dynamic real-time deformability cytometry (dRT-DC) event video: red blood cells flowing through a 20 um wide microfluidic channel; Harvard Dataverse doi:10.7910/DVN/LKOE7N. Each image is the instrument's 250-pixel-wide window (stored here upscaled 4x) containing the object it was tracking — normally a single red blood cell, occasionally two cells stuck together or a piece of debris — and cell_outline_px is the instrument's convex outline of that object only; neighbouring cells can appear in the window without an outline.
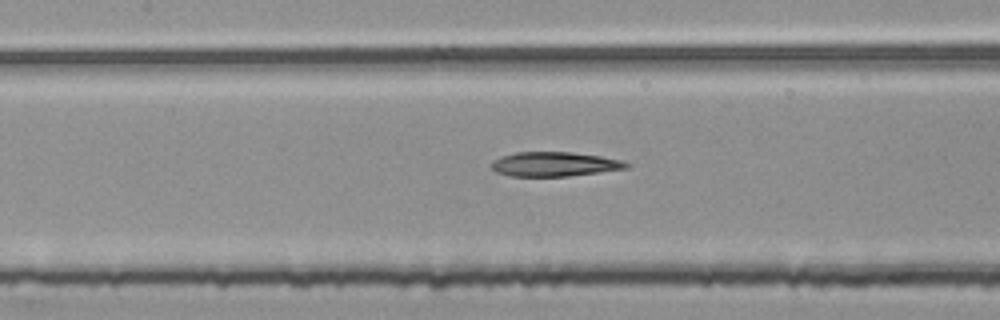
{"species": "common noctule bat (a hibernating species)", "species_latin": "Nyctalus noctula", "temperature_condition": "room temperature", "stored_images_in_passage": 53, "camera_frame_rate_fps": 3000, "um_per_image_px": 0.085, "animal": {"sex": "female", "body_mass_g": 25.1}, "frame": {"image": 1, "passage_image": 24, "time_ms": 7.667, "image_size_px": [1000, 320], "cell_outline_px": [[632, 164], [628, 168], [568, 176], [508, 176], [496, 172], [488, 164], [492, 160], [500, 156], [516, 152], [572, 152], [600, 156], [620, 160]], "centroid_in_image_um": [47.07, 13.95], "position_along_channel_um": 160.3, "area_um2": 19.31}}
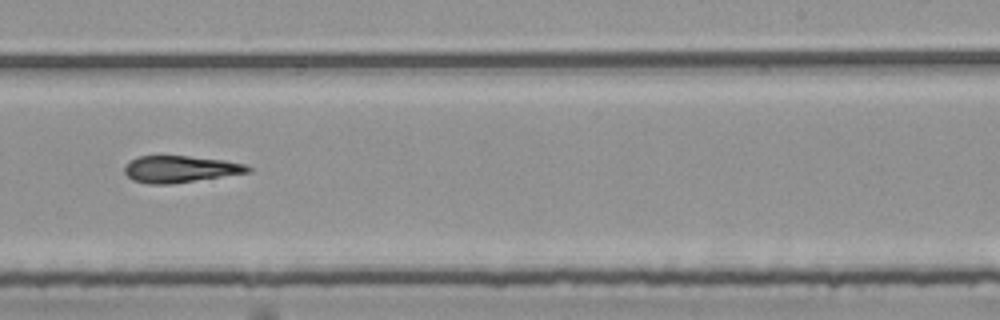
{"frame": {"image": 2, "passage_image": 33, "time_ms": 10.667, "image_size_px": [1000, 320], "cell_outline_px": [[252, 172], [168, 184], [148, 184], [132, 180], [124, 172], [124, 168], [128, 160], [140, 156], [188, 156], [224, 160], [248, 164], [252, 168]], "centroid_in_image_um": [15.32, 14.37], "position_along_channel_um": 273.7, "area_um2": 19.31}}
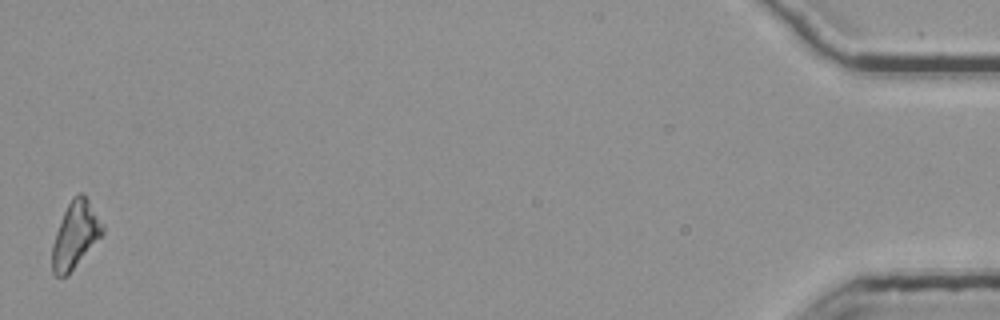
{"frame": {"image": 3, "passage_image": 53, "time_ms": 17.333, "image_size_px": [1000, 320], "cell_outline_px": [[104, 232], [68, 276], [56, 276], [52, 272], [52, 244], [56, 232], [64, 212], [72, 196], [80, 192], [84, 192], [104, 224]], "centroid_in_image_um": [6.41, 19.95], "position_along_channel_um": 428.8, "area_um2": 19.59}}